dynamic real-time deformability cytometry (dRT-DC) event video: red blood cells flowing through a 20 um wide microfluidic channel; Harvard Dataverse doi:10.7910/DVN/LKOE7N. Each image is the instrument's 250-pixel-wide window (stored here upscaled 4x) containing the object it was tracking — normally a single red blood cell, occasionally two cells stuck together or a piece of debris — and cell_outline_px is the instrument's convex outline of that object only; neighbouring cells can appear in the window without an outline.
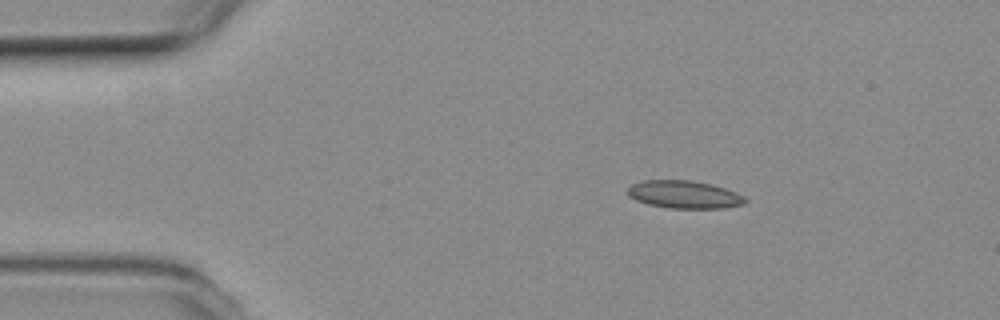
{"species": "common noctule bat (a hibernating species)", "species_latin": "Nyctalus noctula", "temperature_condition": "room temperature", "stored_images_in_passage": 4, "camera_frame_rate_fps": 3000, "um_per_image_px": 0.085, "animal": {"sex": "female", "body_mass_g": 19.3, "forearm_length_mm": 54.1}, "frame": {"image": 1, "passage_image": 2, "time_ms": 0.333, "image_size_px": [1000, 320], "cell_outline_px": [[748, 200], [744, 204], [724, 208], [668, 208], [648, 204], [636, 200], [628, 196], [628, 188], [632, 184], [644, 180], [692, 180], [712, 184], [736, 192], [744, 196]], "centroid_in_image_um": [58.17, 16.53], "position_along_channel_um": 26.8, "area_um2": 19.07}}
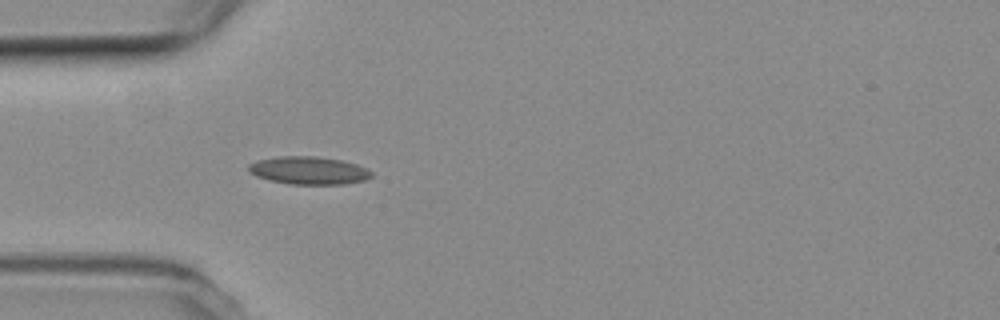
{"frame": {"image": 2, "passage_image": 4, "time_ms": 1.0, "image_size_px": [1000, 320], "cell_outline_px": [[372, 176], [364, 180], [344, 184], [288, 184], [268, 180], [256, 176], [248, 168], [248, 164], [256, 160], [280, 156], [316, 156], [344, 160], [368, 168], [372, 172]], "centroid_in_image_um": [26.25, 14.48], "position_along_channel_um": 58.7, "area_um2": 20.06}}